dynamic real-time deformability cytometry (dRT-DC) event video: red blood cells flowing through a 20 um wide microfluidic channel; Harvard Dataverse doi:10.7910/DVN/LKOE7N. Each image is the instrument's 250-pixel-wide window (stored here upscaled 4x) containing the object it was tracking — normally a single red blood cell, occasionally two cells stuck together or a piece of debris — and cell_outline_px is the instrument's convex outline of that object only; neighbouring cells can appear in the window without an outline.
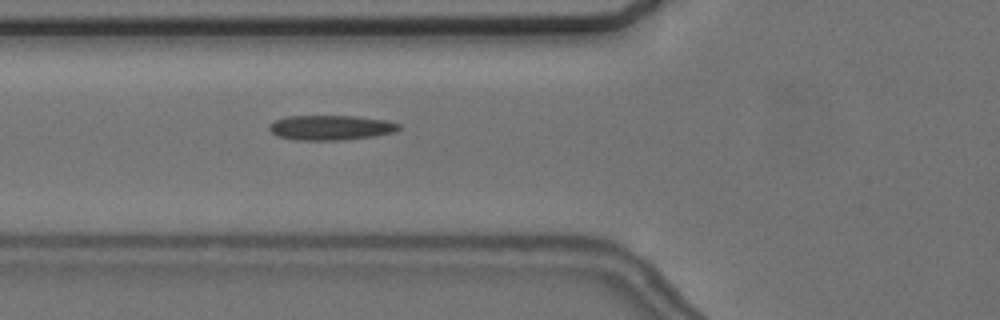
{"species": "common noctule bat (a hibernating species)", "species_latin": "Nyctalus noctula", "temperature_condition": "cold", "stored_images_in_passage": 27, "camera_frame_rate_fps": 3000, "um_per_image_px": 0.085, "animal": {"sex": "female", "body_mass_g": 24.6, "forearm_length_mm": 56.2}, "frame": {"image": 1, "passage_image": 5, "time_ms": 1.333, "image_size_px": [1000, 320], "cell_outline_px": [[400, 128], [396, 132], [376, 136], [340, 140], [296, 140], [276, 136], [268, 128], [276, 120], [288, 116], [356, 116], [384, 120], [400, 124]], "centroid_in_image_um": [28.14, 10.85], "position_along_channel_um": 97.7, "area_um2": 18.73}}
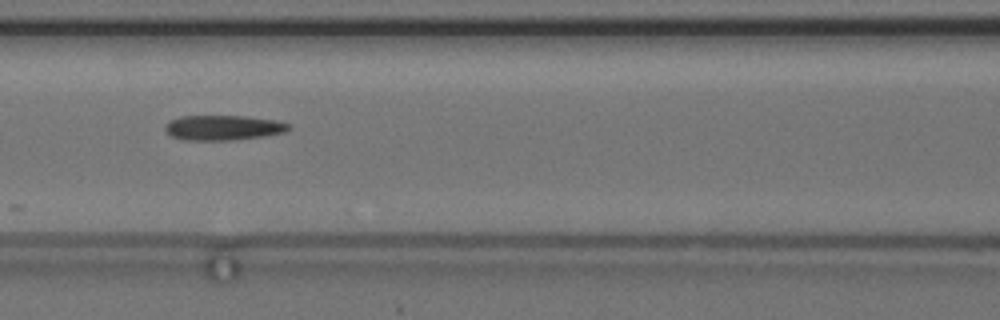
{"frame": {"image": 2, "passage_image": 9, "time_ms": 2.667, "image_size_px": [1000, 320], "cell_outline_px": [[288, 128], [284, 132], [264, 136], [232, 140], [184, 140], [172, 136], [164, 128], [172, 120], [180, 116], [244, 116], [272, 120], [288, 124]], "centroid_in_image_um": [18.94, 10.86], "position_along_channel_um": 147.7, "area_um2": 17.57}}